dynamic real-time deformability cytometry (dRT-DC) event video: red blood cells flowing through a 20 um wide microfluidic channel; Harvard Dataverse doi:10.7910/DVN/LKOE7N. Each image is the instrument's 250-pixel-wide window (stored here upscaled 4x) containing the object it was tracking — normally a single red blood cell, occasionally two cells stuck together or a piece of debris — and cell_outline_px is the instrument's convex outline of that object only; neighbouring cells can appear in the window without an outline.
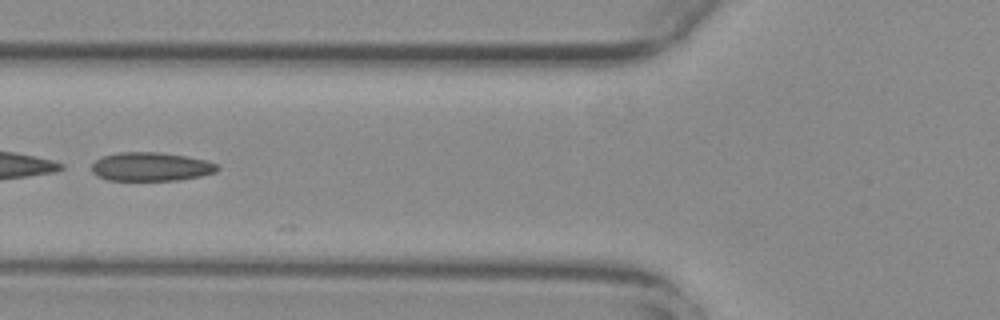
{"species": "common noctule bat (a hibernating species)", "species_latin": "Nyctalus noctula", "temperature_condition": "warm", "stored_images_in_passage": 28, "camera_frame_rate_fps": 3000, "um_per_image_px": 0.085, "animal": {"sex": "female", "body_mass_g": 29.2, "forearm_length_mm": 56.3}, "frame": {"image": 1, "passage_image": 21, "time_ms": 6.667, "image_size_px": [1000, 320], "cell_outline_px": [[220, 168], [216, 172], [200, 176], [180, 180], [108, 180], [96, 176], [92, 172], [92, 164], [96, 160], [104, 156], [120, 152], [156, 152], [184, 156], [204, 160], [216, 164]], "centroid_in_image_um": [12.81, 14.18], "position_along_channel_um": 113.0, "area_um2": 20.87}}
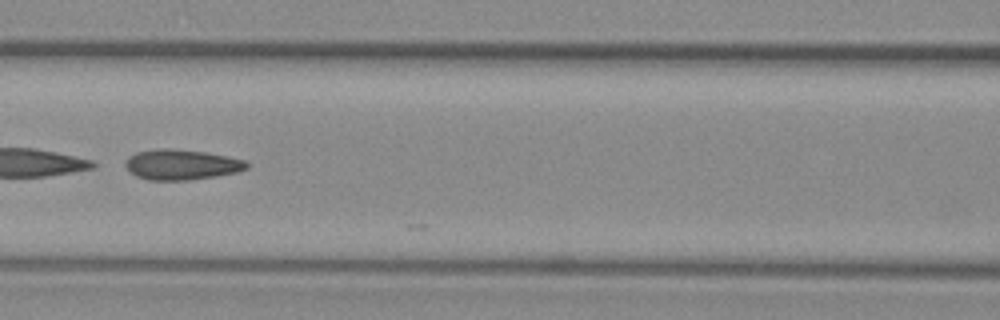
{"frame": {"image": 2, "passage_image": 24, "time_ms": 7.667, "image_size_px": [1000, 320], "cell_outline_px": [[248, 168], [240, 172], [216, 176], [188, 180], [148, 180], [136, 176], [124, 164], [124, 160], [128, 156], [136, 152], [156, 148], [172, 148], [204, 152], [228, 156], [244, 160], [248, 164]], "centroid_in_image_um": [15.42, 13.98], "position_along_channel_um": 151.2, "area_um2": 21.62}}